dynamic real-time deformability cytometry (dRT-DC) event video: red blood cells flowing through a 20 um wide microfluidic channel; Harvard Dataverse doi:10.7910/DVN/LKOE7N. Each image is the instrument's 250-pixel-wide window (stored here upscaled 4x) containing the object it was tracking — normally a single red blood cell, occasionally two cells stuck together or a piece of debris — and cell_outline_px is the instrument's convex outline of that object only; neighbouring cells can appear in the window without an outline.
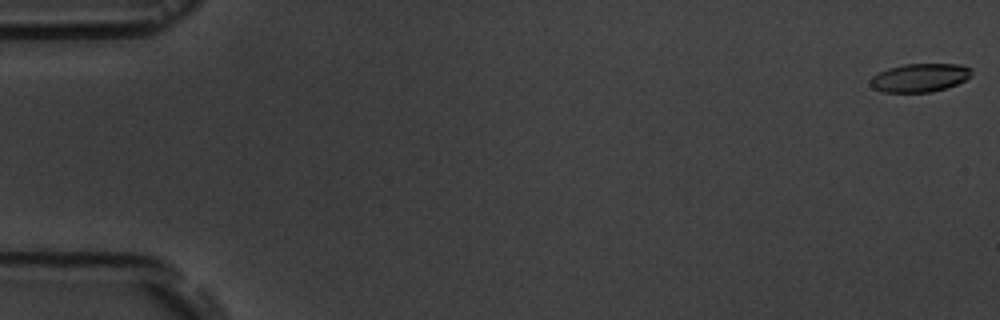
{"species": "common noctule bat (a hibernating species)", "species_latin": "Nyctalus noctula", "temperature_condition": "room temperature", "stored_images_in_passage": 5, "camera_frame_rate_fps": 3000, "um_per_image_px": 0.085, "animal": {"sex": "male", "body_mass_g": 19.5, "forearm_length_mm": 54.6}, "frame": {"image": 1, "passage_image": 1, "time_ms": 0.0, "image_size_px": [1000, 320], "cell_outline_px": [[972, 76], [956, 84], [932, 92], [884, 92], [872, 88], [868, 84], [872, 76], [888, 68], [904, 64], [960, 64], [972, 68]], "centroid_in_image_um": [78.17, 6.6], "position_along_channel_um": 6.8, "area_um2": 16.82}}
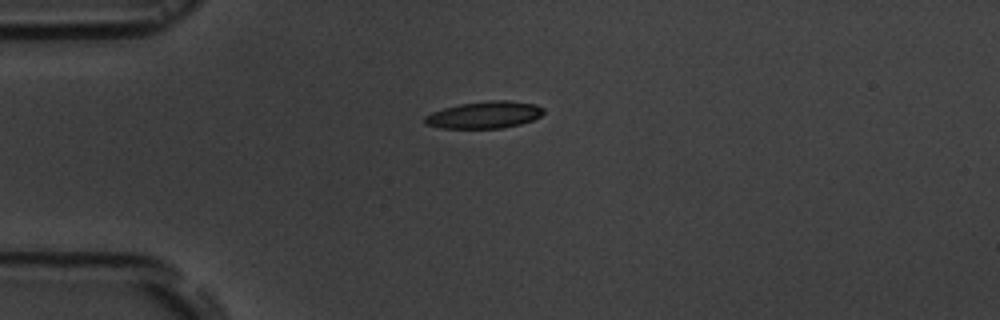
{"frame": {"image": 2, "passage_image": 5, "time_ms": 4.667, "image_size_px": [1000, 320], "cell_outline_px": [[544, 112], [540, 116], [532, 120], [520, 124], [504, 128], [440, 128], [424, 124], [424, 116], [432, 112], [444, 108], [460, 104], [488, 100], [508, 100], [536, 104], [544, 108]], "centroid_in_image_um": [41.17, 9.76], "position_along_channel_um": 43.8, "area_um2": 18.79}}